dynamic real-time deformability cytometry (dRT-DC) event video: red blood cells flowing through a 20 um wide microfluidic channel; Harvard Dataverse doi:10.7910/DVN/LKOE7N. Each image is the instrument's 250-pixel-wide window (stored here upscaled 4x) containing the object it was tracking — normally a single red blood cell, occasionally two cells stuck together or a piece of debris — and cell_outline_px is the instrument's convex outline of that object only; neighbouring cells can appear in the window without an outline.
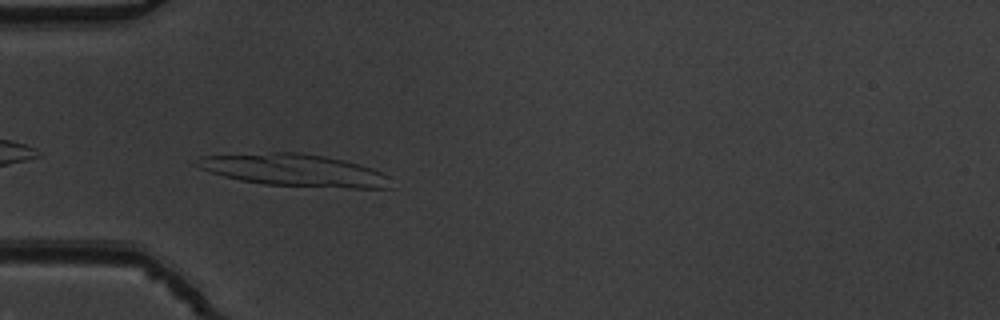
{"species": "common noctule bat (a hibernating species)", "species_latin": "Nyctalus noctula", "temperature_condition": "warm", "stored_images_in_passage": 39, "camera_frame_rate_fps": 3000, "um_per_image_px": 0.085, "animal": {"sex": "male", "body_mass_g": 19.5, "forearm_length_mm": 54.6}, "frame": {"image": 1, "passage_image": 3, "time_ms": 0.667, "image_size_px": [1000, 320], "cell_outline_px": [[392, 188], [348, 188], [264, 184], [240, 180], [224, 176], [200, 168], [192, 164], [200, 156], [272, 152], [300, 152], [324, 156], [344, 160], [360, 164], [372, 168], [388, 176]], "centroid_in_image_um": [25.01, 14.46], "position_along_channel_um": 60.0, "area_um2": 36.3}}
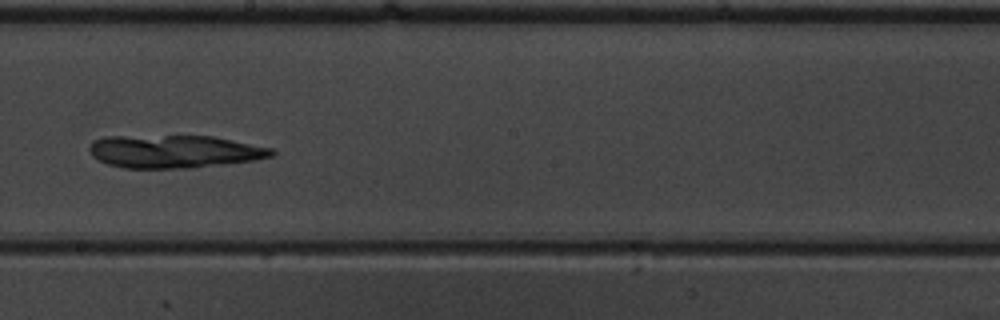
{"frame": {"image": 2, "passage_image": 17, "time_ms": 5.333, "image_size_px": [1000, 320], "cell_outline_px": [[276, 152], [272, 156], [256, 160], [192, 168], [124, 168], [108, 164], [92, 156], [88, 148], [92, 140], [104, 136], [212, 136], [272, 148]], "centroid_in_image_um": [14.8, 12.87], "position_along_channel_um": 233.4, "area_um2": 35.03}}
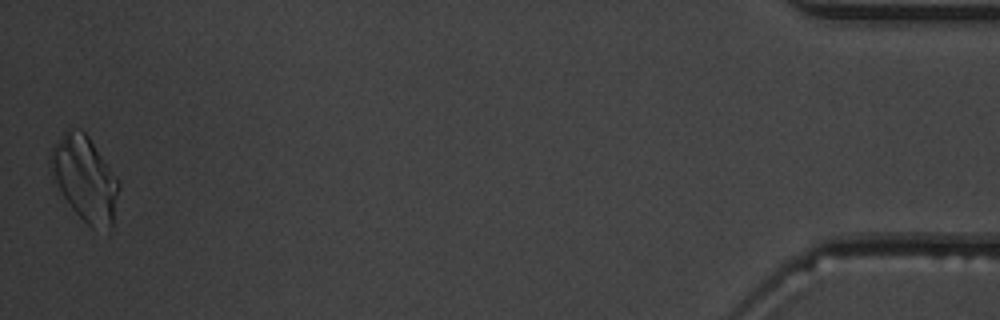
{"frame": {"image": 3, "passage_image": 39, "time_ms": 12.667, "image_size_px": [1000, 320], "cell_outline_px": [[120, 184], [112, 228], [108, 236], [92, 228], [72, 208], [64, 196], [48, 164], [48, 156], [52, 148], [64, 132], [68, 128], [80, 128], [88, 136], [120, 180]], "centroid_in_image_um": [7.26, 15.22], "position_along_channel_um": 427.9, "area_um2": 33.87}}